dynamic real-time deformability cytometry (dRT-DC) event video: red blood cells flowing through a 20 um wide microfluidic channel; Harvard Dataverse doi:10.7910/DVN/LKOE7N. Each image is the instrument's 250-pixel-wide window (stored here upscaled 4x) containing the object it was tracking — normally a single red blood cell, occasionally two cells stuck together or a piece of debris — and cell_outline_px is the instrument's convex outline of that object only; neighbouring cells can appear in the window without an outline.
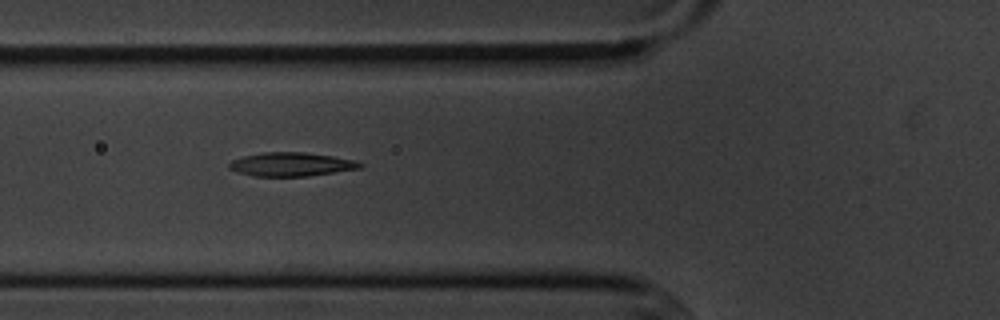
{"species": "common noctule bat (a hibernating species)", "species_latin": "Nyctalus noctula", "temperature_condition": "cold", "stored_images_in_passage": 4, "camera_frame_rate_fps": 3000, "um_per_image_px": 0.085, "animal": {"sex": "male", "body_mass_g": 20.1, "forearm_length_mm": 53.5}, "frame": {"image": 1, "passage_image": 3, "time_ms": 2.333, "image_size_px": [1000, 320], "cell_outline_px": [[364, 164], [360, 168], [308, 176], [252, 176], [236, 172], [228, 168], [228, 164], [232, 160], [244, 156], [264, 152], [304, 152], [332, 156], [356, 160]], "centroid_in_image_um": [24.73, 13.97], "position_along_channel_um": 101.1, "area_um2": 18.09}}
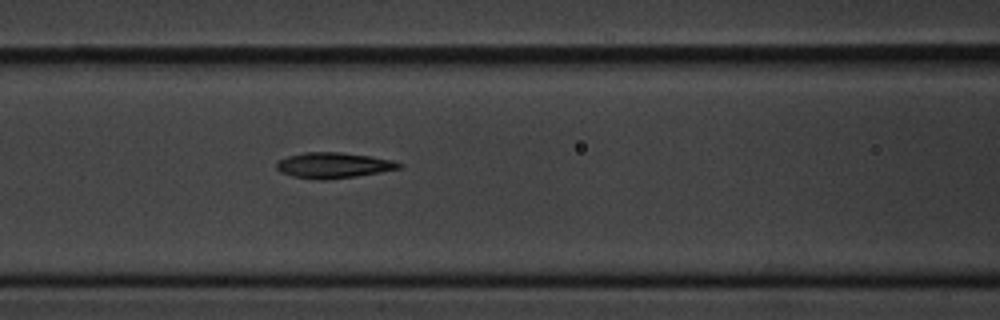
{"frame": {"image": 2, "passage_image": 4, "time_ms": 3.333, "image_size_px": [1000, 320], "cell_outline_px": [[404, 164], [400, 168], [380, 172], [356, 176], [324, 180], [320, 180], [292, 176], [280, 172], [276, 168], [276, 164], [280, 160], [288, 156], [304, 152], [340, 152], [372, 156], [392, 160]], "centroid_in_image_um": [28.35, 14.05], "position_along_channel_um": 138.3, "area_um2": 18.26}}